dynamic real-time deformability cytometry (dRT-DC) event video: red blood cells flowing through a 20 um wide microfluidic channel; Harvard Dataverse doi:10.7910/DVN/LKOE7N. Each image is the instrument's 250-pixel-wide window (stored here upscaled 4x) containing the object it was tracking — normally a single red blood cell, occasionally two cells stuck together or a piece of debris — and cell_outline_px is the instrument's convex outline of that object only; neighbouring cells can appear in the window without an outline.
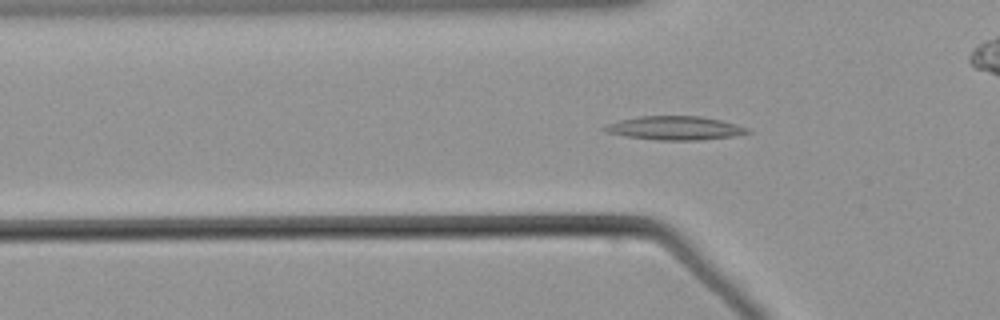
{"species": "common noctule bat (a hibernating species)", "species_latin": "Nyctalus noctula", "temperature_condition": "warm", "stored_images_in_passage": 58, "segment_of_instrument_passage": [1, 2], "camera_frame_rate_fps": 3000, "um_per_image_px": 0.085, "animal": {"sex": "male", "body_mass_g": 21.5, "forearm_length_mm": 52.0}, "frame": {"image": 1, "passage_image": 19, "time_ms": 6.0, "image_size_px": [1000, 320], "cell_outline_px": [[752, 132], [732, 136], [700, 140], [656, 140], [624, 136], [604, 132], [600, 128], [608, 124], [620, 120], [640, 116], [700, 116], [720, 120], [736, 124], [748, 128]], "centroid_in_image_um": [57.33, 10.89], "position_along_channel_um": 68.5, "area_um2": 19.77}}
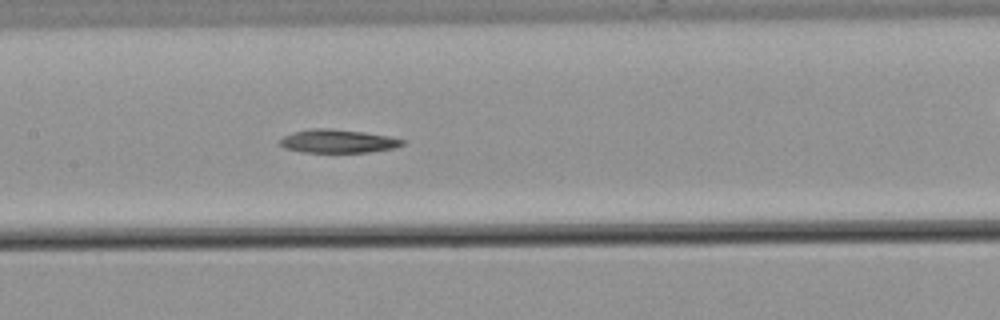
{"frame": {"image": 2, "passage_image": 28, "time_ms": 9.0, "image_size_px": [1000, 320], "cell_outline_px": [[404, 144], [396, 148], [368, 152], [300, 152], [284, 148], [276, 144], [284, 136], [292, 132], [308, 128], [332, 128], [364, 132], [388, 136], [404, 140]], "centroid_in_image_um": [28.66, 11.99], "position_along_channel_um": 178.7, "area_um2": 16.94}}
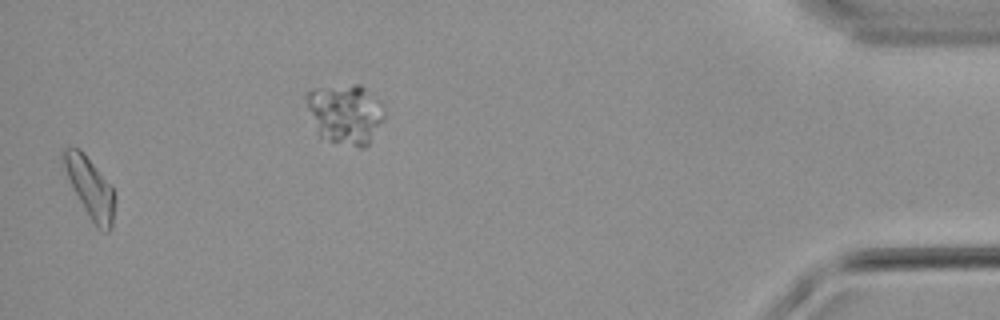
{"frame": {"image": 3, "passage_image": 56, "time_ms": 18.333, "image_size_px": [1000, 320], "cell_outline_px": [[116, 196], [112, 228], [108, 232], [104, 232], [92, 220], [84, 208], [68, 176], [60, 156], [60, 148], [80, 148], [112, 184]], "centroid_in_image_um": [7.69, 15.9], "position_along_channel_um": 427.5, "area_um2": 17.98}}